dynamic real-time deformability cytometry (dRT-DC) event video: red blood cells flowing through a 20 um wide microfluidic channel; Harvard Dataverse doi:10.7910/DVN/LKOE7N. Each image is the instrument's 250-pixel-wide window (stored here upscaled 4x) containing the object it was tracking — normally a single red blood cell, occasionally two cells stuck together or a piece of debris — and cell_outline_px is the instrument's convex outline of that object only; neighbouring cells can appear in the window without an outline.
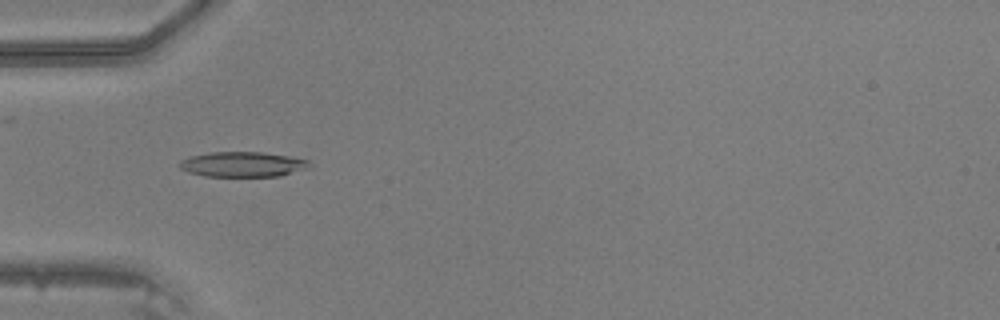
{"species": "common noctule bat (a hibernating species)", "species_latin": "Nyctalus noctula", "temperature_condition": "warm", "stored_images_in_passage": 42, "camera_frame_rate_fps": 3000, "um_per_image_px": 0.085, "animal": {"sex": "male", "body_mass_g": 20.5, "forearm_length_mm": 52.5}, "frame": {"image": 1, "passage_image": 10, "time_ms": 3.0, "image_size_px": [1000, 320], "cell_outline_px": [[308, 168], [280, 176], [204, 176], [188, 172], [180, 168], [176, 164], [180, 160], [188, 156], [212, 152], [260, 152], [288, 156], [308, 160]], "centroid_in_image_um": [20.55, 13.97], "position_along_channel_um": 64.5, "area_um2": 18.96}}
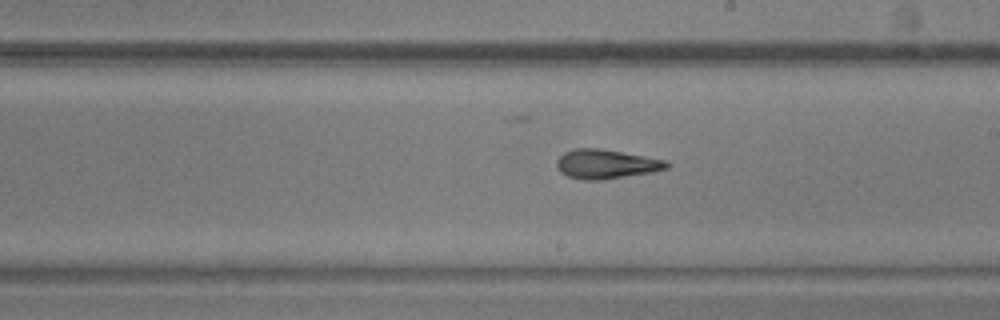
{"frame": {"image": 2, "passage_image": 22, "time_ms": 7.0, "image_size_px": [1000, 320], "cell_outline_px": [[672, 164], [668, 168], [652, 172], [600, 180], [580, 180], [568, 176], [560, 172], [556, 164], [556, 160], [564, 152], [576, 148], [600, 148], [644, 156], [664, 160]], "centroid_in_image_um": [51.5, 13.95], "position_along_channel_um": 237.5, "area_um2": 18.73}}
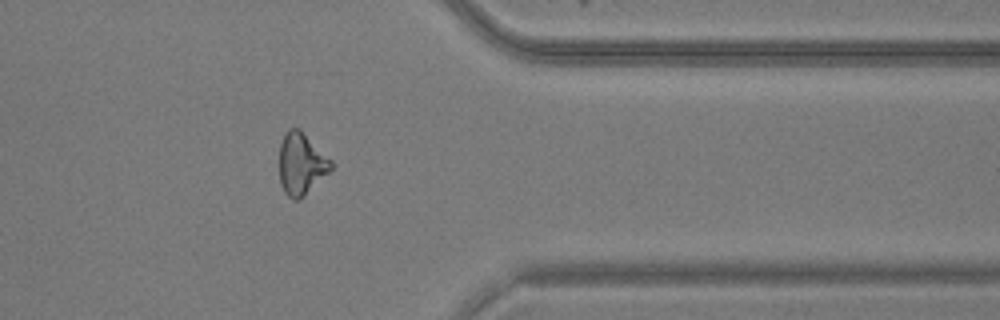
{"frame": {"image": 3, "passage_image": 33, "time_ms": 10.667, "image_size_px": [1000, 320], "cell_outline_px": [[336, 164], [300, 200], [292, 200], [284, 192], [280, 184], [280, 144], [288, 128], [300, 128]], "centroid_in_image_um": [25.62, 13.92], "position_along_channel_um": 385.8, "area_um2": 18.73}}